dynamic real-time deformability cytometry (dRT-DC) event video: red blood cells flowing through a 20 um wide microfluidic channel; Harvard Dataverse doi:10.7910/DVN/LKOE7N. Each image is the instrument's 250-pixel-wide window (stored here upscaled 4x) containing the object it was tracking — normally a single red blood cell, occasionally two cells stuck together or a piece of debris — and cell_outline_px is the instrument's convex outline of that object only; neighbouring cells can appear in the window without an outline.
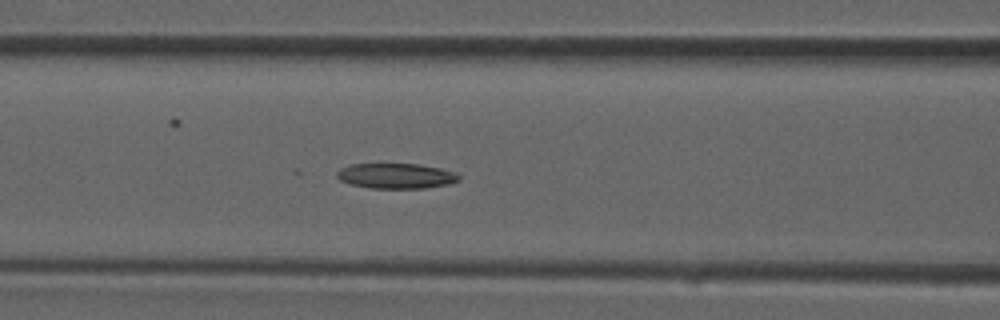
{"species": "common noctule bat (a hibernating species)", "species_latin": "Nyctalus noctula", "temperature_condition": "room temperature", "stored_images_in_passage": 29, "camera_frame_rate_fps": 3000, "um_per_image_px": 0.085, "animal": {"sex": "male", "forearm_length_mm": 52.5}, "frame": {"image": 1, "passage_image": 8, "time_ms": 2.333, "image_size_px": [1000, 320], "cell_outline_px": [[460, 180], [448, 184], [424, 188], [368, 188], [352, 184], [340, 180], [336, 176], [336, 172], [340, 168], [348, 164], [420, 164], [440, 168], [456, 172], [460, 176]], "centroid_in_image_um": [33.66, 14.94], "position_along_channel_um": 132.9, "area_um2": 18.03}}
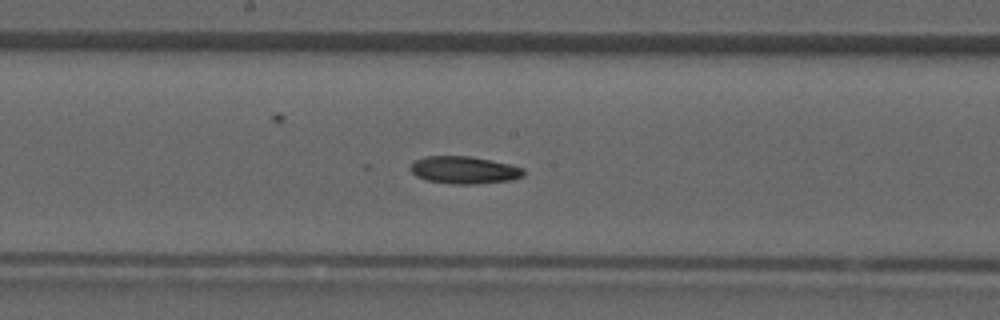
{"frame": {"image": 2, "passage_image": 12, "time_ms": 3.667, "image_size_px": [1000, 320], "cell_outline_px": [[524, 176], [512, 180], [476, 184], [452, 184], [424, 180], [416, 176], [408, 168], [416, 160], [424, 156], [468, 156], [492, 160], [512, 164], [524, 168]], "centroid_in_image_um": [39.47, 14.45], "position_along_channel_um": 208.7, "area_um2": 18.32}}
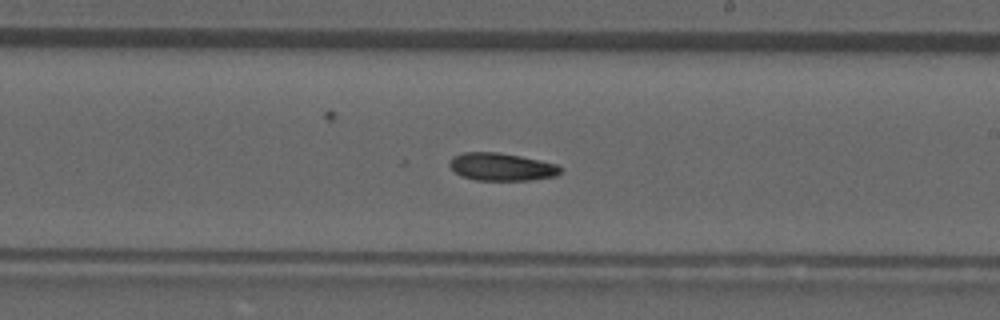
{"frame": {"image": 3, "passage_image": 14, "time_ms": 4.333, "image_size_px": [1000, 320], "cell_outline_px": [[560, 172], [556, 176], [532, 180], [476, 180], [460, 176], [448, 164], [448, 160], [452, 156], [464, 152], [496, 152], [520, 156], [556, 164], [560, 168]], "centroid_in_image_um": [42.58, 14.18], "position_along_channel_um": 246.4, "area_um2": 17.86}}